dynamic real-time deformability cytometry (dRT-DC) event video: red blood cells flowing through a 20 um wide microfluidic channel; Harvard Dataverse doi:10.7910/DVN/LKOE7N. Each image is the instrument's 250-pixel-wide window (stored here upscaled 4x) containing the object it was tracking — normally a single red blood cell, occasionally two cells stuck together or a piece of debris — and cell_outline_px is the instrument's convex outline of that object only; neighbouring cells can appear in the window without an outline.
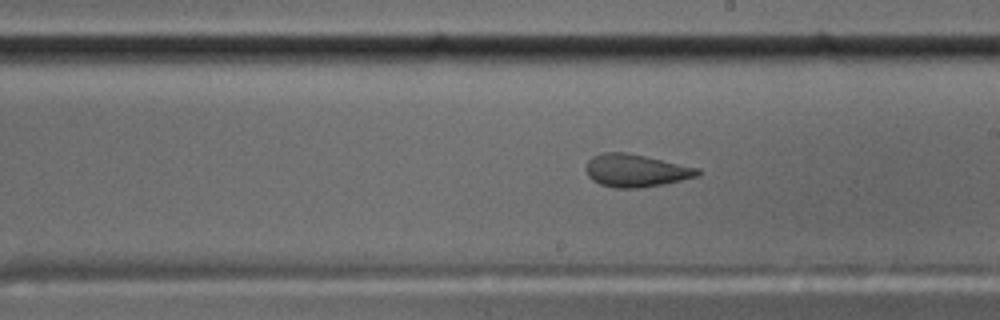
{"species": "common noctule bat (a hibernating species)", "species_latin": "Nyctalus noctula", "temperature_condition": "cold", "stored_images_in_passage": 56, "camera_frame_rate_fps": 3000, "um_per_image_px": 0.085, "animal": {"sex": "male", "body_mass_g": 17.5, "forearm_length_mm": 52.3}, "frame": {"image": 1, "passage_image": 32, "time_ms": 10.333, "image_size_px": [1000, 320], "cell_outline_px": [[700, 176], [664, 184], [640, 188], [616, 188], [600, 184], [592, 180], [588, 176], [584, 168], [588, 160], [592, 156], [604, 152], [628, 152], [700, 168]], "centroid_in_image_um": [54.04, 14.49], "position_along_channel_um": 235.0, "area_um2": 21.56}}